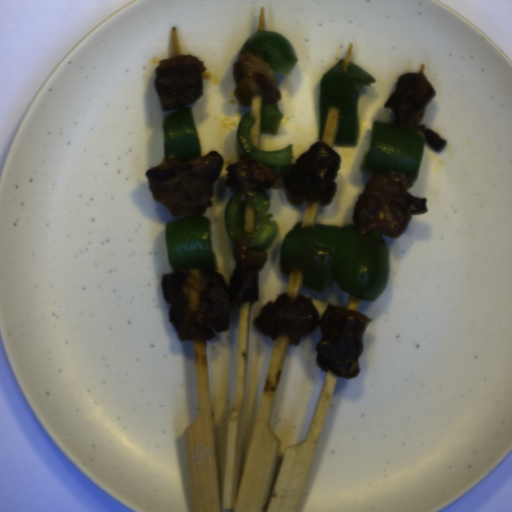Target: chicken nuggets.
Here are the masks:
<instances>
[{
  "mask_svg": "<svg viewBox=\"0 0 512 512\" xmlns=\"http://www.w3.org/2000/svg\"><path fill=\"white\" fill-rule=\"evenodd\" d=\"M251 238L243 234L233 248L235 268L229 286L223 274L212 268H191L164 273L162 294L168 316L179 340L216 338L230 329L234 307L259 301L260 272L267 252L251 250Z\"/></svg>",
  "mask_w": 512,
  "mask_h": 512,
  "instance_id": "obj_1",
  "label": "chicken nuggets"
},
{
  "mask_svg": "<svg viewBox=\"0 0 512 512\" xmlns=\"http://www.w3.org/2000/svg\"><path fill=\"white\" fill-rule=\"evenodd\" d=\"M206 65L195 54H181L160 61L153 87L162 111L190 105L204 93Z\"/></svg>",
  "mask_w": 512,
  "mask_h": 512,
  "instance_id": "obj_6",
  "label": "chicken nuggets"
},
{
  "mask_svg": "<svg viewBox=\"0 0 512 512\" xmlns=\"http://www.w3.org/2000/svg\"><path fill=\"white\" fill-rule=\"evenodd\" d=\"M341 159L324 141H319L303 152L292 164L284 179V195L291 206L310 201L322 206L335 198Z\"/></svg>",
  "mask_w": 512,
  "mask_h": 512,
  "instance_id": "obj_5",
  "label": "chicken nuggets"
},
{
  "mask_svg": "<svg viewBox=\"0 0 512 512\" xmlns=\"http://www.w3.org/2000/svg\"><path fill=\"white\" fill-rule=\"evenodd\" d=\"M232 76L236 83L233 90L240 106H250L254 97H260L263 106L281 99V91L274 70L267 61L242 49L233 64Z\"/></svg>",
  "mask_w": 512,
  "mask_h": 512,
  "instance_id": "obj_7",
  "label": "chicken nuggets"
},
{
  "mask_svg": "<svg viewBox=\"0 0 512 512\" xmlns=\"http://www.w3.org/2000/svg\"><path fill=\"white\" fill-rule=\"evenodd\" d=\"M371 319L362 313L328 303L320 317L311 298L283 292L261 307L253 327L269 340L287 337L289 346L319 329L322 338L315 346L317 366L337 378L352 379L361 369L363 336Z\"/></svg>",
  "mask_w": 512,
  "mask_h": 512,
  "instance_id": "obj_2",
  "label": "chicken nuggets"
},
{
  "mask_svg": "<svg viewBox=\"0 0 512 512\" xmlns=\"http://www.w3.org/2000/svg\"><path fill=\"white\" fill-rule=\"evenodd\" d=\"M226 172L224 185L241 205L251 204L257 191L271 189L278 177L268 164L249 156L227 165Z\"/></svg>",
  "mask_w": 512,
  "mask_h": 512,
  "instance_id": "obj_8",
  "label": "chicken nuggets"
},
{
  "mask_svg": "<svg viewBox=\"0 0 512 512\" xmlns=\"http://www.w3.org/2000/svg\"><path fill=\"white\" fill-rule=\"evenodd\" d=\"M410 177L401 171H385L371 177L359 194L352 220L359 235L377 231L397 238L409 226L413 216L426 214L427 198L415 197Z\"/></svg>",
  "mask_w": 512,
  "mask_h": 512,
  "instance_id": "obj_4",
  "label": "chicken nuggets"
},
{
  "mask_svg": "<svg viewBox=\"0 0 512 512\" xmlns=\"http://www.w3.org/2000/svg\"><path fill=\"white\" fill-rule=\"evenodd\" d=\"M223 162L216 151L187 162H178L170 155L147 170L145 178L153 198L174 216H200L213 206Z\"/></svg>",
  "mask_w": 512,
  "mask_h": 512,
  "instance_id": "obj_3",
  "label": "chicken nuggets"
}]
</instances>
